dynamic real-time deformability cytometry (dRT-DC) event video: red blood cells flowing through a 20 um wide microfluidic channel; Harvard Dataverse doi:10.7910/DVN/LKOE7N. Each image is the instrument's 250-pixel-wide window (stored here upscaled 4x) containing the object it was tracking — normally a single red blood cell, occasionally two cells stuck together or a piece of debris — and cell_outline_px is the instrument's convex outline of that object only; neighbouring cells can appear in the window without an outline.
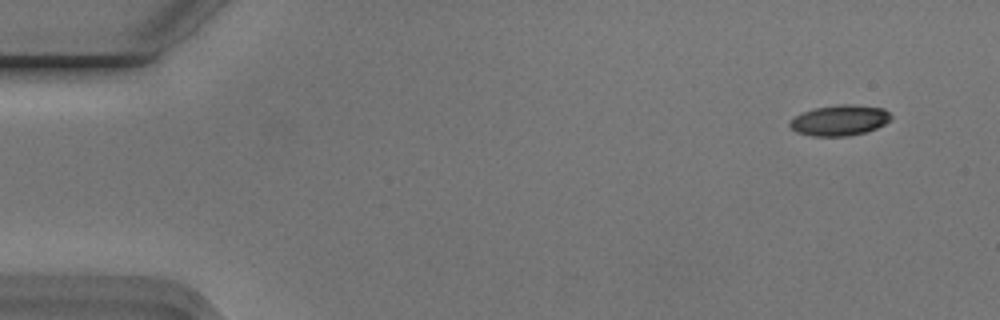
{"species": "Egyptian fruit bat (a non-hibernating species)", "species_latin": "Rousettus aegyptiacus", "temperature_condition": "cold", "stored_images_in_passage": 5, "camera_frame_rate_fps": 3000, "um_per_image_px": 0.085, "animal": {"sex": "male"}, "frame": {"image": 1, "passage_image": 1, "time_ms": 0.0, "image_size_px": [1000, 320], "cell_outline_px": [[892, 116], [884, 124], [876, 128], [864, 132], [848, 136], [812, 136], [796, 132], [788, 124], [796, 116], [812, 108], [836, 104], [852, 104], [884, 108]], "centroid_in_image_um": [71.36, 10.21], "position_along_channel_um": 13.6, "area_um2": 17.98}}
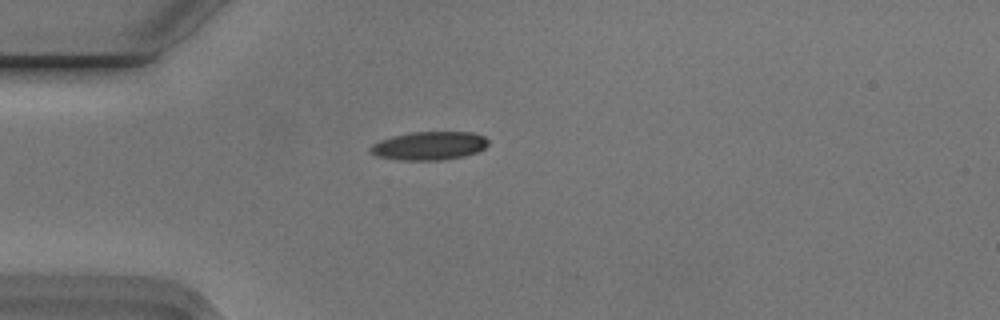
{"frame": {"image": 2, "passage_image": 4, "time_ms": 1.0, "image_size_px": [1000, 320], "cell_outline_px": [[488, 144], [484, 148], [476, 152], [464, 156], [444, 160], [396, 160], [376, 156], [368, 152], [368, 148], [372, 144], [380, 140], [392, 136], [412, 132], [472, 132], [484, 136], [488, 140]], "centroid_in_image_um": [36.44, 12.4], "position_along_channel_um": 48.6, "area_um2": 19.71}}